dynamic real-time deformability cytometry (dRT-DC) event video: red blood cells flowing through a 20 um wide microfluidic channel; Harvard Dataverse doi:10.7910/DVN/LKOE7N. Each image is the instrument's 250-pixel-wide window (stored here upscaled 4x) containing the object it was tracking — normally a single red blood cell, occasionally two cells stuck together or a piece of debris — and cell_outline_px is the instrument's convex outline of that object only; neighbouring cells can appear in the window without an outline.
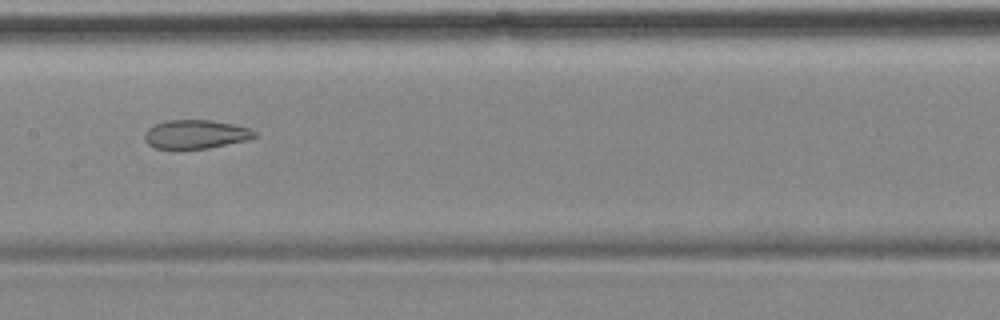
{"species": "common noctule bat (a hibernating species)", "species_latin": "Nyctalus noctula", "temperature_condition": "cold", "stored_images_in_passage": 10, "camera_frame_rate_fps": 3000, "um_per_image_px": 0.085, "animal": {"sex": "female", "body_mass_g": 18.4}, "frame": {"image": 1, "passage_image": 7, "time_ms": 8.0, "image_size_px": [1000, 320], "cell_outline_px": [[256, 136], [248, 140], [208, 148], [156, 148], [148, 144], [144, 140], [144, 132], [152, 124], [164, 120], [212, 120], [232, 124], [248, 128], [256, 132]], "centroid_in_image_um": [16.59, 11.4], "position_along_channel_um": 190.8, "area_um2": 18.44}}